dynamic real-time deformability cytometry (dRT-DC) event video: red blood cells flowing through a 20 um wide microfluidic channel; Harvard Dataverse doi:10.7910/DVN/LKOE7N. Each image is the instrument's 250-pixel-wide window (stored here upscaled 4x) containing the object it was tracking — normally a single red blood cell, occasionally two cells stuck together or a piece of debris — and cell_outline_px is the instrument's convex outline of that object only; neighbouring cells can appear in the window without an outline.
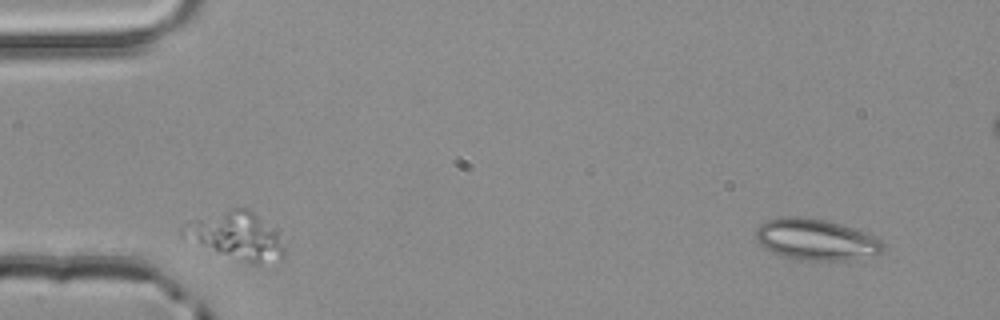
{"species": "common noctule bat (a hibernating species)", "species_latin": "Nyctalus noctula", "temperature_condition": "room temperature", "stored_images_in_passage": 5, "segment_of_instrument_passage": [2, 2], "camera_frame_rate_fps": 3000, "um_per_image_px": 0.085, "animal": {"sex": "male", "body_mass_g": 20.4}, "frame": {"image": 1, "passage_image": 5, "time_ms": 1.333, "image_size_px": [1000, 320], "cell_outline_px": [[884, 248], [880, 252], [848, 260], [812, 260], [784, 256], [760, 244], [756, 240], [756, 228], [760, 224], [768, 220], [780, 216], [800, 216], [828, 220], [868, 232], [880, 240], [884, 244]], "centroid_in_image_um": [69.36, 20.32], "position_along_channel_um": 15.6, "area_um2": 30.23}}